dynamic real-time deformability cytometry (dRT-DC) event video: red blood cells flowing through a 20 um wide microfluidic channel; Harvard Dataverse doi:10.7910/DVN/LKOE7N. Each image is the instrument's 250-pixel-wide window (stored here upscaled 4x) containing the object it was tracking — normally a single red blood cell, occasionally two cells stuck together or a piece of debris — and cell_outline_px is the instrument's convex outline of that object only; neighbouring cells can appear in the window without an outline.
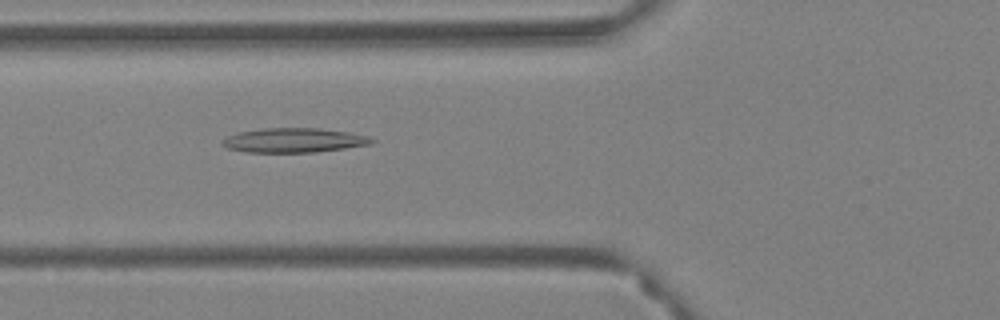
{"species": "Egyptian fruit bat (a non-hibernating species)", "species_latin": "Rousettus aegyptiacus", "temperature_condition": "warm", "stored_images_in_passage": 50, "camera_frame_rate_fps": 3000, "um_per_image_px": 0.085, "animal": {"sex": "female"}, "frame": {"image": 1, "passage_image": 13, "time_ms": 4.0, "image_size_px": [1000, 320], "cell_outline_px": [[376, 140], [372, 144], [316, 152], [244, 152], [228, 148], [220, 144], [220, 140], [228, 136], [240, 132], [264, 128], [320, 128], [348, 132], [368, 136]], "centroid_in_image_um": [24.97, 11.92], "position_along_channel_um": 100.8, "area_um2": 21.27}}
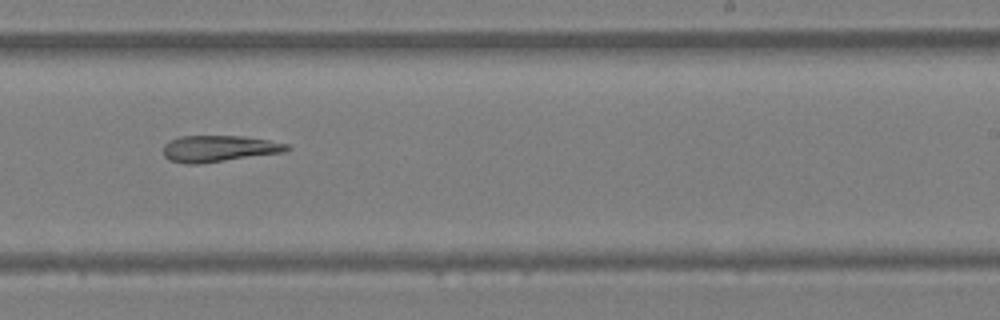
{"frame": {"image": 2, "passage_image": 28, "time_ms": 9.0, "image_size_px": [1000, 320], "cell_outline_px": [[292, 148], [284, 152], [200, 164], [188, 164], [168, 160], [164, 156], [164, 144], [168, 140], [180, 136], [244, 136], [268, 140], [288, 144]], "centroid_in_image_um": [18.59, 12.63], "position_along_channel_um": 270.4, "area_um2": 19.13}}
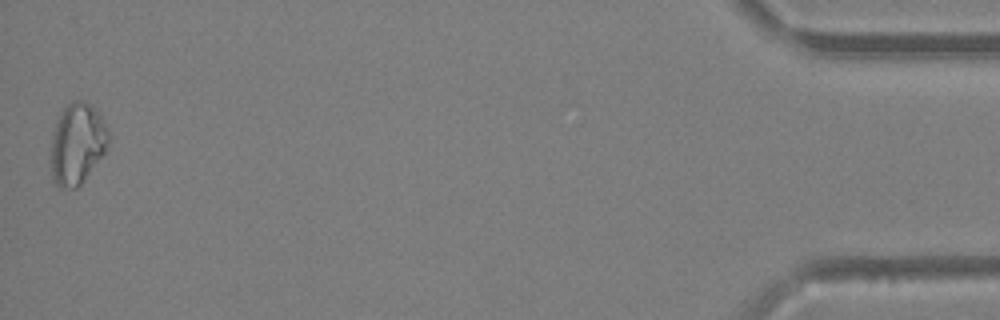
{"frame": {"image": 3, "passage_image": 50, "time_ms": 16.333, "image_size_px": [1000, 320], "cell_outline_px": [[108, 148], [80, 184], [76, 188], [60, 188], [52, 180], [52, 136], [56, 124], [64, 108], [68, 104], [76, 100], [80, 100], [88, 104], [100, 116], [108, 128]], "centroid_in_image_um": [6.57, 12.24], "position_along_channel_um": 428.6, "area_um2": 26.53}}